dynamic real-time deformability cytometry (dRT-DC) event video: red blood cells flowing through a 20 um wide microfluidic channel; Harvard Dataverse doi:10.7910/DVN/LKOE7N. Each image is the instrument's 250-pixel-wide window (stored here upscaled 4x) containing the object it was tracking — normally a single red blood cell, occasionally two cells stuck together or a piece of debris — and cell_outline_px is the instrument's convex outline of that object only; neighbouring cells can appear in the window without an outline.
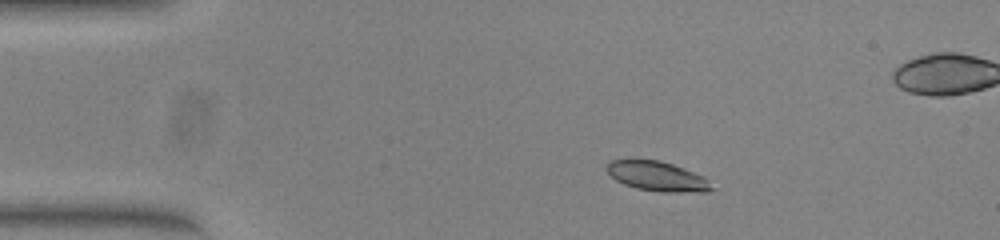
{"species": "common noctule bat (a hibernating species)", "species_latin": "Nyctalus noctula", "temperature_condition": "warm", "stored_images_in_passage": 53, "camera_frame_rate_fps": 3000, "um_per_image_px": 0.085, "animal": {"sex": "female", "body_mass_g": 23.0, "forearm_length_mm": 53.4}, "frame": {"image": 1, "passage_image": 8, "time_ms": 2.333, "image_size_px": [1000, 240], "cell_outline_px": [[712, 188], [708, 192], [660, 192], [636, 188], [624, 184], [616, 180], [608, 172], [608, 160], [660, 160], [684, 168], [704, 176], [708, 180]], "centroid_in_image_um": [55.89, 14.99], "position_along_channel_um": 29.1, "area_um2": 17.98}}
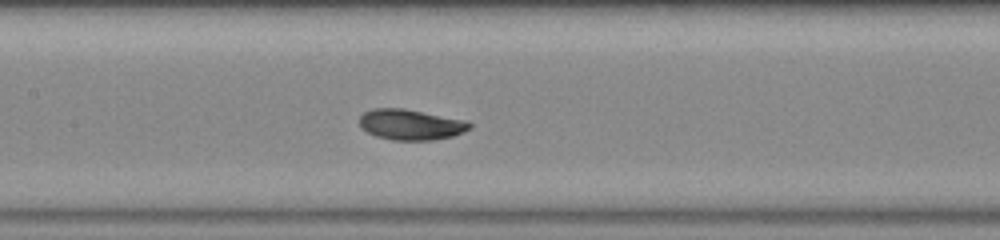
{"frame": {"image": 2, "passage_image": 24, "time_ms": 7.667, "image_size_px": [1000, 240], "cell_outline_px": [[472, 128], [464, 132], [452, 136], [432, 140], [392, 140], [376, 136], [360, 128], [360, 116], [364, 112], [372, 108], [404, 108], [468, 120], [472, 124]], "centroid_in_image_um": [34.94, 10.58], "position_along_channel_um": 172.5, "area_um2": 19.88}}
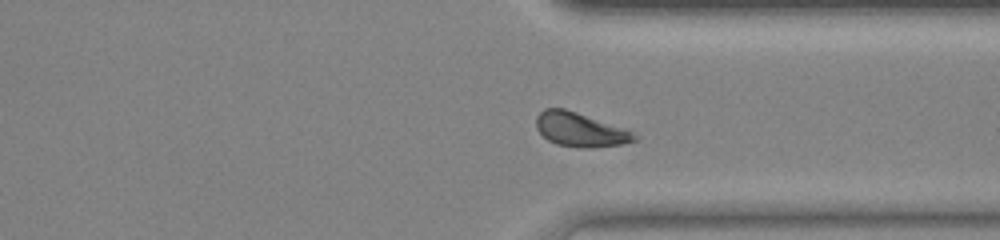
{"frame": {"image": 3, "passage_image": 39, "time_ms": 12.667, "image_size_px": [1000, 240], "cell_outline_px": [[640, 136], [636, 140], [620, 144], [592, 148], [580, 148], [556, 144], [548, 140], [536, 128], [536, 116], [544, 108], [564, 108], [628, 128]], "centroid_in_image_um": [49.36, 11.01], "position_along_channel_um": 362.0, "area_um2": 19.83}, "authors_computed_cell_mechanics": {"area_um2": 19.074, "velocity_mm_per_s": 3.7883, "shape_relaxation_time_tau1_ms": 1.6194, "shape_relaxation_time_tau2_ms": 0.7531, "deformation_change_tau1": 0.1163, "deformation_change_tau2": 0.0409}}